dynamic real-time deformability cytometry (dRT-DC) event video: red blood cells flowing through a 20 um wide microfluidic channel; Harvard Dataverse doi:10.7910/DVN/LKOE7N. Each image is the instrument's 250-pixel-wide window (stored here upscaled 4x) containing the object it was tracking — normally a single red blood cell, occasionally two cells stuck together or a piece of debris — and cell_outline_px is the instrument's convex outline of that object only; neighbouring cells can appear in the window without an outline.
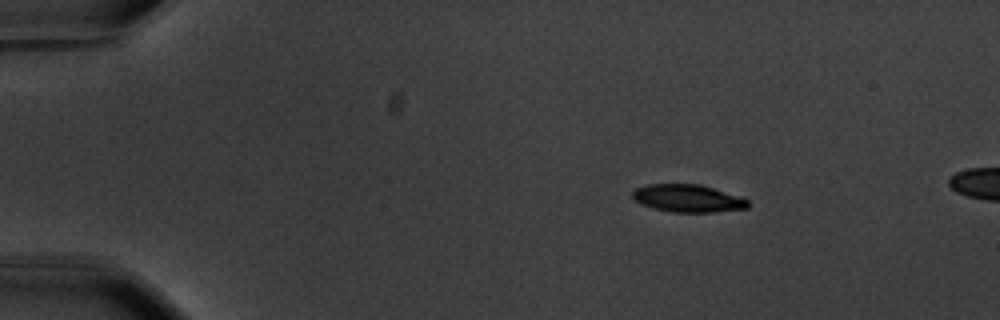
{"species": "common noctule bat (a hibernating species)", "species_latin": "Nyctalus noctula", "temperature_condition": "warm", "stored_images_in_passage": 9, "camera_frame_rate_fps": 3000, "um_per_image_px": 0.085, "animal": {"sex": "male", "body_mass_g": 20.1, "forearm_length_mm": 53.5}, "frame": {"image": 1, "passage_image": 1, "time_ms": 0.0, "image_size_px": [1000, 320], "cell_outline_px": [[748, 208], [712, 212], [672, 212], [652, 208], [640, 204], [632, 196], [632, 192], [636, 188], [648, 184], [700, 184], [748, 200]], "centroid_in_image_um": [58.41, 16.86], "position_along_channel_um": 26.6, "area_um2": 18.32}}